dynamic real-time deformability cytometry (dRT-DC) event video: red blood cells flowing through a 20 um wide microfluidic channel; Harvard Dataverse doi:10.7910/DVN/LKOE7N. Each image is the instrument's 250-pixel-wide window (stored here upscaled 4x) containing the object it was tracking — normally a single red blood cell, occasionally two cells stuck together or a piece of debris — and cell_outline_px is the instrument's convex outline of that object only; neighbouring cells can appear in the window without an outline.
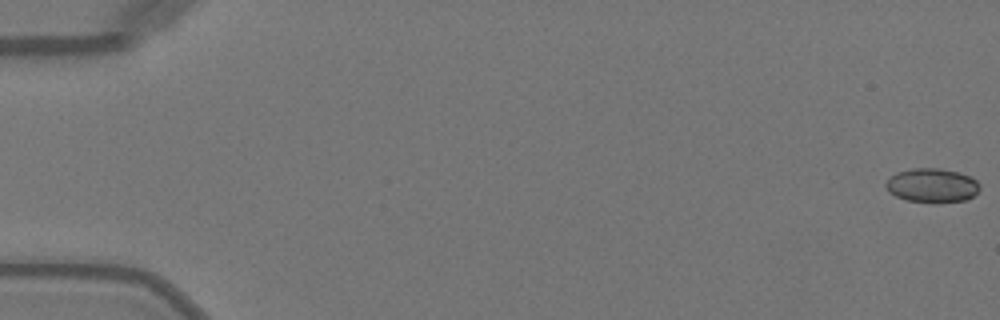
{"species": "Egyptian fruit bat (a non-hibernating species)", "species_latin": "Rousettus aegyptiacus", "temperature_condition": "warm", "stored_images_in_passage": 17, "camera_frame_rate_fps": 3000, "um_per_image_px": 0.085, "animal": {"sex": "female"}, "frame": {"image": 1, "passage_image": 1, "time_ms": 0.0, "image_size_px": [1000, 320], "cell_outline_px": [[980, 188], [968, 200], [908, 200], [896, 196], [888, 192], [884, 184], [896, 172], [912, 168], [940, 168], [960, 172], [972, 176], [980, 184]], "centroid_in_image_um": [79.23, 15.7], "position_along_channel_um": 5.8, "area_um2": 18.21}}